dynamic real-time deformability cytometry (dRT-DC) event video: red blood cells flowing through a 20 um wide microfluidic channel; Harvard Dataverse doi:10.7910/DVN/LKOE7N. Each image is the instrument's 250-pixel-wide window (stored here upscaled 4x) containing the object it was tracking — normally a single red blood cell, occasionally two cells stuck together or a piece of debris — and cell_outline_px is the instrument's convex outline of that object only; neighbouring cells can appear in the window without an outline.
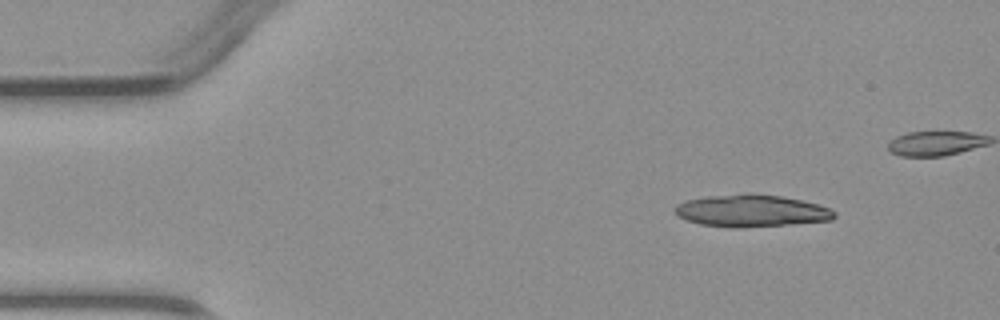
{"species": "common noctule bat (a hibernating species)", "species_latin": "Nyctalus noctula", "temperature_condition": "warm", "stored_images_in_passage": 5, "segment_of_instrument_passage": [2, 2], "camera_frame_rate_fps": 3000, "um_per_image_px": 0.085, "animal": {"sex": "male", "body_mass_g": 23.1, "forearm_length_mm": 52.7}, "frame": {"image": 1, "passage_image": 5, "time_ms": 6.333, "image_size_px": [1000, 320], "cell_outline_px": [[836, 216], [832, 220], [792, 224], [740, 228], [732, 228], [700, 224], [688, 220], [680, 216], [672, 208], [676, 204], [684, 200], [708, 196], [744, 192], [752, 192], [780, 196], [820, 204], [836, 212]], "centroid_in_image_um": [63.86, 17.9], "position_along_channel_um": 21.1, "area_um2": 30.29}}